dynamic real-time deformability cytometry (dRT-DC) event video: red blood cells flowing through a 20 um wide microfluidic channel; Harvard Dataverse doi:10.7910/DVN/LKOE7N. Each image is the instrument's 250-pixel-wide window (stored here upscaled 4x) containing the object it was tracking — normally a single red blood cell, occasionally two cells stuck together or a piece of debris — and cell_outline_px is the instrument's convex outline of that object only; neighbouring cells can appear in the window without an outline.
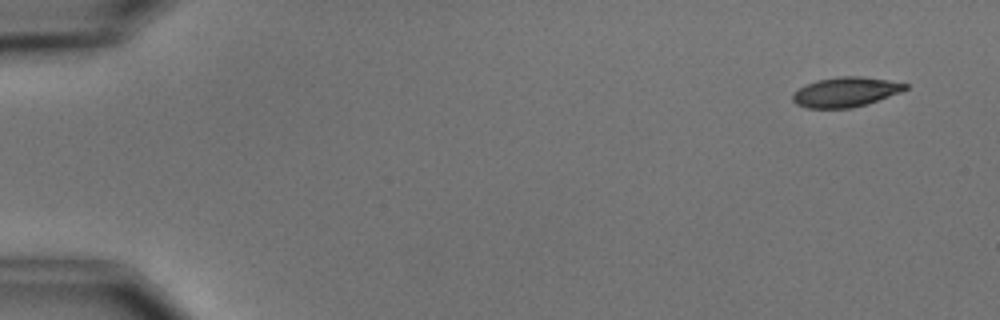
{"species": "common noctule bat (a hibernating species)", "species_latin": "Nyctalus noctula", "temperature_condition": "cold", "stored_images_in_passage": 9, "camera_frame_rate_fps": 3000, "um_per_image_px": 0.085, "animal": {"sex": "male", "body_mass_g": 15.6}, "frame": {"image": 1, "passage_image": 1, "time_ms": 0.0, "image_size_px": [1000, 320], "cell_outline_px": [[908, 88], [900, 92], [868, 104], [852, 108], [804, 108], [796, 104], [792, 100], [792, 92], [816, 80], [840, 76], [860, 76], [888, 80], [908, 84]], "centroid_in_image_um": [71.86, 7.83], "position_along_channel_um": 13.1, "area_um2": 19.59}}
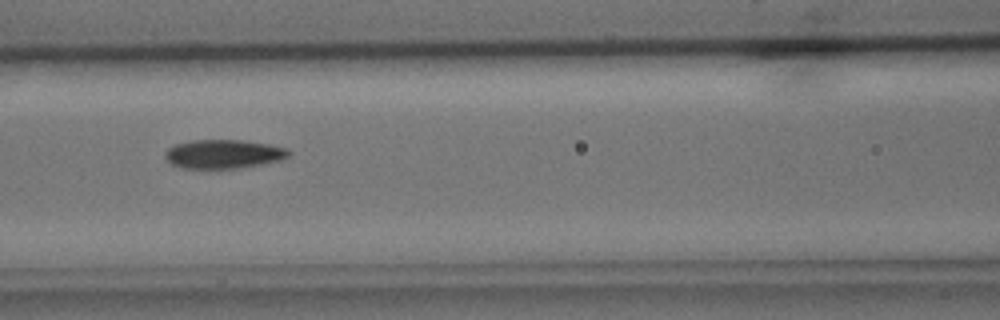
{"frame": {"image": 2, "passage_image": 7, "time_ms": 7.0, "image_size_px": [1000, 320], "cell_outline_px": [[292, 152], [288, 156], [280, 160], [260, 164], [236, 168], [180, 168], [172, 164], [164, 156], [164, 152], [168, 148], [176, 144], [192, 140], [244, 140], [268, 144], [288, 148]], "centroid_in_image_um": [18.99, 13.08], "position_along_channel_um": 147.6, "area_um2": 20.75}}
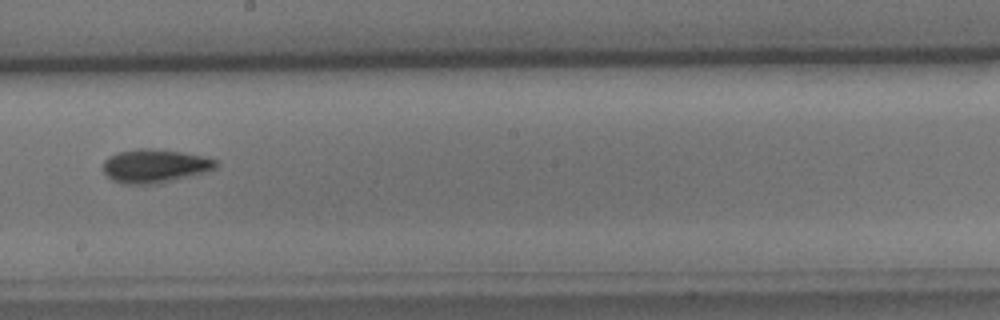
{"frame": {"image": 3, "passage_image": 9, "time_ms": 9.333, "image_size_px": [1000, 320], "cell_outline_px": [[220, 164], [216, 168], [204, 172], [156, 184], [124, 184], [112, 180], [104, 172], [104, 160], [108, 156], [116, 152], [136, 148], [152, 148], [180, 152], [204, 156], [216, 160]], "centroid_in_image_um": [13.14, 14.09], "position_along_channel_um": 235.1, "area_um2": 22.08}}